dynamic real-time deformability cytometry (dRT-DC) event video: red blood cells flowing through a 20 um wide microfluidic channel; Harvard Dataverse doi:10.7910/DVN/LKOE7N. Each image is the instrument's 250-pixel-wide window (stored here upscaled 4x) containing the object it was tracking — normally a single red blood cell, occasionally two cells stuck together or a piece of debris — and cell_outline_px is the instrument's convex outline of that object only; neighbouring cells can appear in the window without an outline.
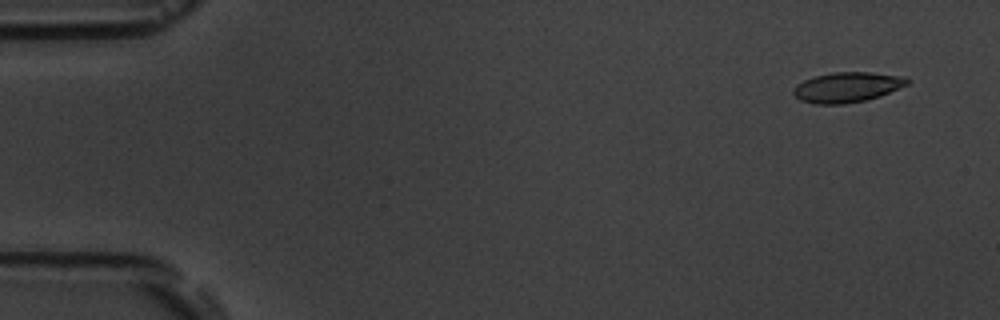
{"species": "common noctule bat (a hibernating species)", "species_latin": "Nyctalus noctula", "temperature_condition": "room temperature", "stored_images_in_passage": 6, "camera_frame_rate_fps": 3000, "um_per_image_px": 0.085, "animal": {"sex": "male", "body_mass_g": 19.5, "forearm_length_mm": 54.6}, "frame": {"image": 1, "passage_image": 2, "time_ms": 1.0, "image_size_px": [1000, 320], "cell_outline_px": [[908, 84], [880, 96], [864, 100], [844, 104], [816, 104], [800, 100], [792, 92], [792, 88], [796, 84], [804, 80], [816, 76], [832, 72], [872, 72], [904, 76], [908, 80]], "centroid_in_image_um": [71.98, 7.41], "position_along_channel_um": 13.0, "area_um2": 19.94}}
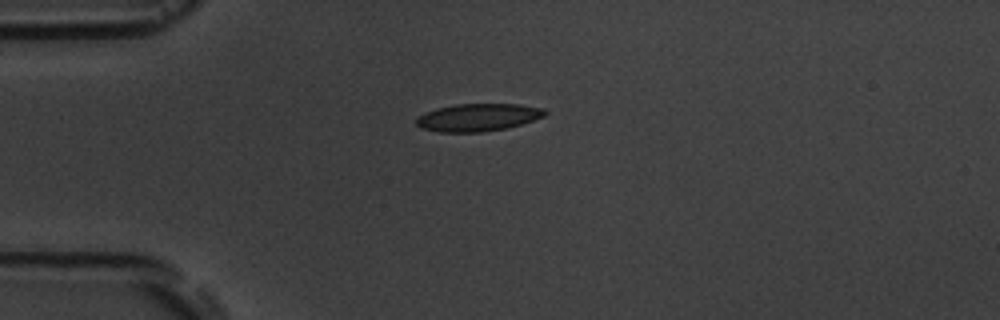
{"frame": {"image": 2, "passage_image": 5, "time_ms": 4.667, "image_size_px": [1000, 320], "cell_outline_px": [[548, 112], [544, 116], [508, 128], [480, 132], [436, 132], [420, 128], [416, 124], [416, 116], [424, 112], [436, 108], [456, 104], [520, 104], [544, 108]], "centroid_in_image_um": [40.58, 9.97], "position_along_channel_um": 44.4, "area_um2": 20.87}}